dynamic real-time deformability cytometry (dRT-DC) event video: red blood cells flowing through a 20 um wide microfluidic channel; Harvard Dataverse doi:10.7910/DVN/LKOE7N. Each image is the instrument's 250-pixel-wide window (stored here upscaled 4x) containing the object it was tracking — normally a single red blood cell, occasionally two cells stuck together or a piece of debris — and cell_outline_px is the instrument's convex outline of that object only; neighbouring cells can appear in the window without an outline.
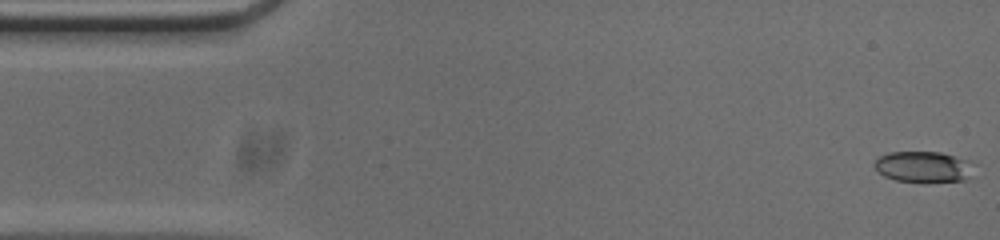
{"species": "common noctule bat (a hibernating species)", "species_latin": "Nyctalus noctula", "temperature_condition": "cold", "stored_images_in_passage": 52, "camera_frame_rate_fps": 3000, "um_per_image_px": 0.085, "animal": {"sex": "male", "body_mass_g": 20.0, "forearm_length_mm": 53.3}, "frame": {"image": 1, "passage_image": 1, "time_ms": 0.0, "image_size_px": [1000, 240], "cell_outline_px": [[976, 164], [968, 180], [928, 184], [924, 184], [896, 180], [884, 176], [872, 164], [880, 156], [888, 152], [940, 152], [956, 156], [968, 160]], "centroid_in_image_um": [78.56, 14.21], "position_along_channel_um": 6.4, "area_um2": 18.73}}
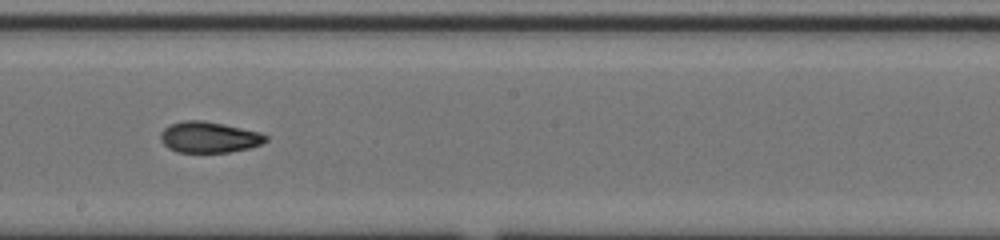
{"frame": {"image": 2, "passage_image": 28, "time_ms": 9.0, "image_size_px": [1000, 240], "cell_outline_px": [[268, 140], [260, 144], [248, 148], [228, 152], [176, 152], [168, 148], [160, 140], [160, 132], [168, 124], [184, 120], [200, 120], [224, 124], [260, 132], [268, 136]], "centroid_in_image_um": [17.73, 11.65], "position_along_channel_um": 230.5, "area_um2": 19.07}}
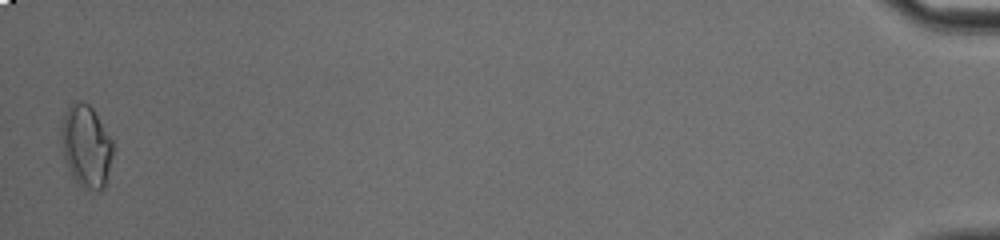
{"frame": {"image": 3, "passage_image": 52, "time_ms": 17.0, "image_size_px": [1000, 240], "cell_outline_px": [[112, 156], [104, 188], [100, 192], [84, 188], [72, 176], [68, 168], [64, 156], [60, 132], [64, 116], [68, 108], [72, 104], [80, 100], [88, 104], [96, 112], [112, 140]], "centroid_in_image_um": [7.33, 12.43], "position_along_channel_um": 427.9, "area_um2": 24.51}, "authors_computed_cell_mechanics": {"area_um2": 19.1318, "velocity_mm_per_s": 3.8001, "shape_relaxation_time_tau1_ms": 8.4983, "shape_relaxation_time_tau2_ms": 3.0299, "deformation_change_tau1": 0.1621, "deformation_change_tau2": 0.0855}}